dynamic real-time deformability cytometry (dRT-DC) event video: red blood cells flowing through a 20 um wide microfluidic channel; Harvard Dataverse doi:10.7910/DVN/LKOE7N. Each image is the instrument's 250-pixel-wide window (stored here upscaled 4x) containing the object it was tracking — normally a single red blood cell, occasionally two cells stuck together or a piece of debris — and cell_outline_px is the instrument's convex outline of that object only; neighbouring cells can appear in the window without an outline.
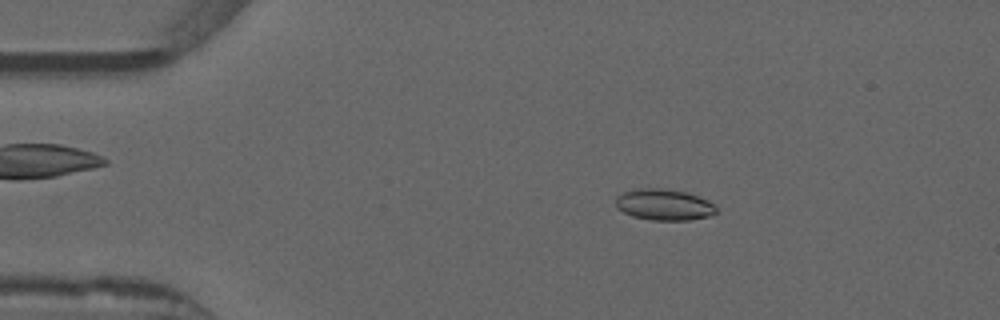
{"species": "common noctule bat (a hibernating species)", "species_latin": "Nyctalus noctula", "temperature_condition": "warm", "stored_images_in_passage": 52, "camera_frame_rate_fps": 3000, "um_per_image_px": 0.085, "animal": {"sex": "male", "forearm_length_mm": 52.5}, "frame": {"image": 1, "passage_image": 9, "time_ms": 2.667, "image_size_px": [1000, 320], "cell_outline_px": [[716, 212], [712, 216], [688, 220], [652, 220], [632, 216], [616, 208], [616, 196], [624, 192], [640, 188], [660, 188], [684, 192], [708, 200], [716, 208]], "centroid_in_image_um": [56.42, 17.41], "position_along_channel_um": 28.6, "area_um2": 18.15}}
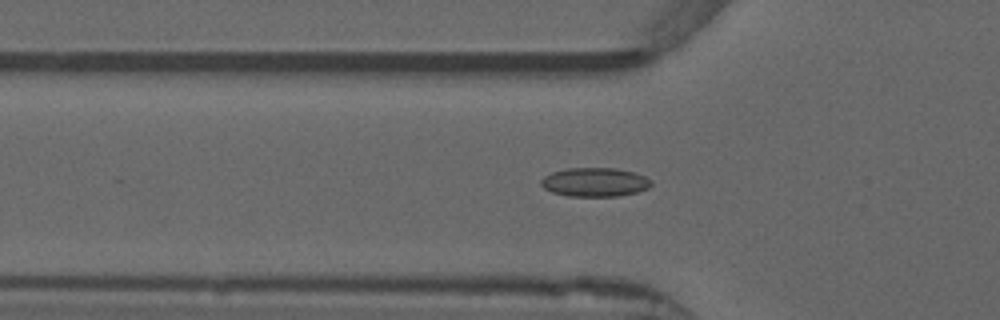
{"frame": {"image": 2, "passage_image": 17, "time_ms": 5.333, "image_size_px": [1000, 320], "cell_outline_px": [[652, 184], [648, 188], [636, 192], [620, 196], [568, 196], [552, 192], [544, 188], [540, 184], [540, 180], [544, 176], [552, 172], [568, 168], [616, 168], [632, 172], [644, 176], [652, 180]], "centroid_in_image_um": [50.55, 15.48], "position_along_channel_um": 75.3, "area_um2": 18.55}}
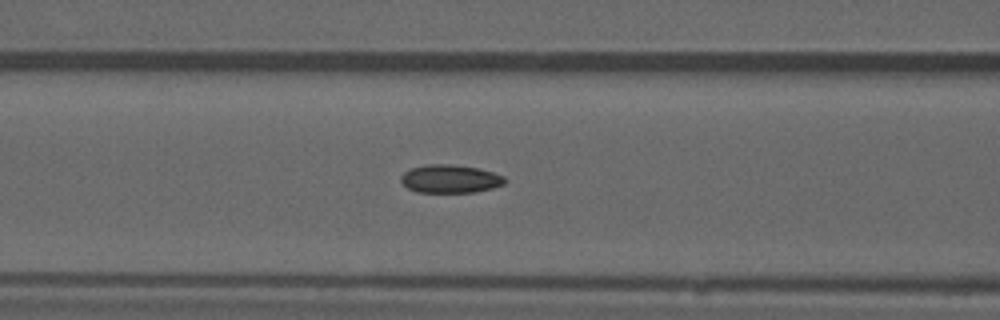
{"frame": {"image": 3, "passage_image": 21, "time_ms": 6.667, "image_size_px": [1000, 320], "cell_outline_px": [[504, 184], [492, 188], [476, 192], [416, 192], [408, 188], [400, 180], [400, 176], [404, 172], [412, 168], [424, 164], [448, 164], [480, 168], [504, 176]], "centroid_in_image_um": [38.24, 15.2], "position_along_channel_um": 128.4, "area_um2": 17.05}, "authors_computed_cell_mechanics": {"area_um2": 16.9354, "velocity_mm_per_s": 3.9193, "shape_relaxation_time_tau1_ms": null, "shape_relaxation_time_tau2_ms": 2.1976, "deformation_change_tau1": null, "deformation_change_tau2": 0.0672}}